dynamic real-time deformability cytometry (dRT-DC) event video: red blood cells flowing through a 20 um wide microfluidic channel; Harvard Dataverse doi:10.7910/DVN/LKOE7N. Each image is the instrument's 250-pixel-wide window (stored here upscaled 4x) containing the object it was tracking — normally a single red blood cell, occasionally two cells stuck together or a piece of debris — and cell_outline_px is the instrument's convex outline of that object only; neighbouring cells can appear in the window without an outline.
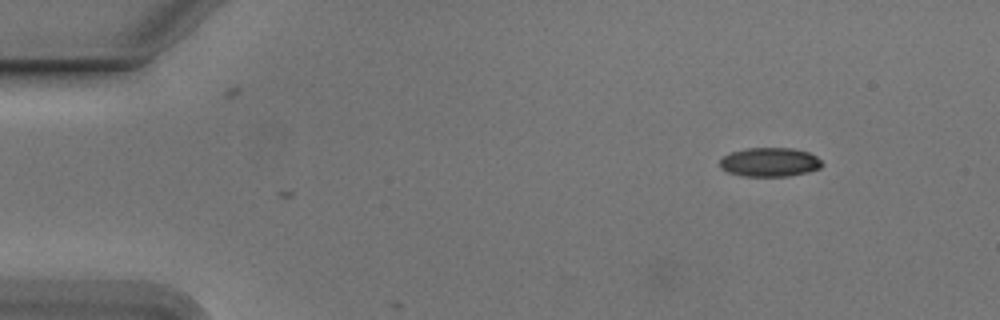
{"species": "Egyptian fruit bat (a non-hibernating species)", "species_latin": "Rousettus aegyptiacus", "temperature_condition": "cold", "stored_images_in_passage": 3, "camera_frame_rate_fps": 3000, "um_per_image_px": 0.085, "animal": {"sex": "male"}, "frame": {"image": 1, "passage_image": 1, "time_ms": 0.0, "image_size_px": [1000, 320], "cell_outline_px": [[824, 164], [820, 168], [808, 172], [788, 176], [744, 176], [728, 172], [720, 168], [720, 160], [724, 156], [732, 152], [744, 148], [792, 148], [808, 152], [816, 156]], "centroid_in_image_um": [65.43, 13.78], "position_along_channel_um": 19.6, "area_um2": 17.28}}